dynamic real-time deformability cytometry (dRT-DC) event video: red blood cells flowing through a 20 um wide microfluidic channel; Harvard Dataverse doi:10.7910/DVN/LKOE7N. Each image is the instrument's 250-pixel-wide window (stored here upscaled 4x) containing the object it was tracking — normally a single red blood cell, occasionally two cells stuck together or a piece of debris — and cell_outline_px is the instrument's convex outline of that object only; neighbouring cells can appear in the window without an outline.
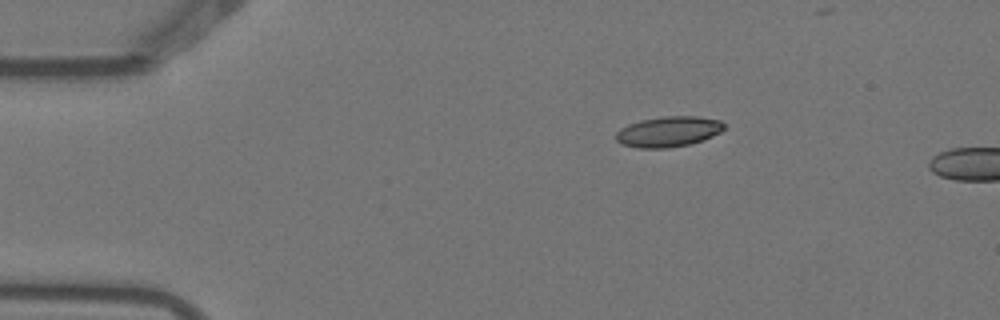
{"species": "Egyptian fruit bat (a non-hibernating species)", "species_latin": "Rousettus aegyptiacus", "temperature_condition": "warm", "stored_images_in_passage": 2, "camera_frame_rate_fps": 3000, "um_per_image_px": 0.085, "animal": {"sex": "female"}, "frame": {"image": 1, "passage_image": 1, "time_ms": 0.0, "image_size_px": [1000, 320], "cell_outline_px": [[724, 128], [720, 132], [712, 136], [688, 144], [664, 148], [640, 148], [624, 144], [616, 140], [616, 132], [620, 128], [628, 124], [640, 120], [664, 116], [696, 116], [720, 120], [724, 124]], "centroid_in_image_um": [56.8, 11.17], "position_along_channel_um": 28.2, "area_um2": 18.96}}